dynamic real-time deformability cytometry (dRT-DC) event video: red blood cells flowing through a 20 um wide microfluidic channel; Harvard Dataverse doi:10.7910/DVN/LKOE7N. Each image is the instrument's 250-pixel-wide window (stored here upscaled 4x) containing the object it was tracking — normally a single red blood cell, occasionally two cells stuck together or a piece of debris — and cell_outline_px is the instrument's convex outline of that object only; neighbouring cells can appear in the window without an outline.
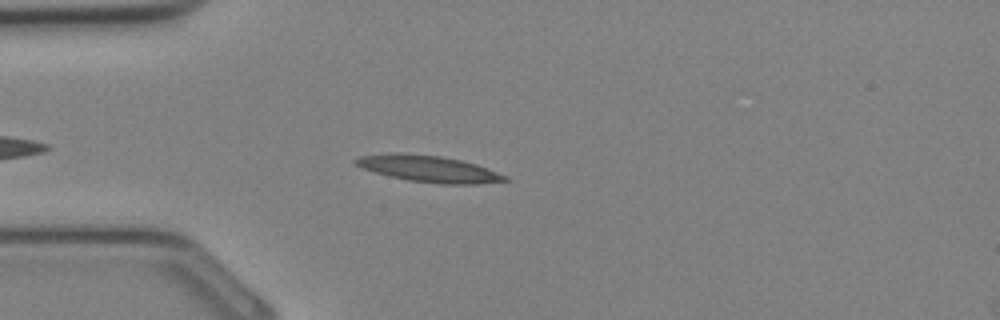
{"species": "Egyptian fruit bat (a non-hibernating species)", "species_latin": "Rousettus aegyptiacus", "temperature_condition": "cold", "stored_images_in_passage": 28, "camera_frame_rate_fps": 3000, "um_per_image_px": 0.085, "animal": {"sex": "female"}, "frame": {"image": 1, "passage_image": 3, "time_ms": 0.667, "image_size_px": [1000, 320], "cell_outline_px": [[508, 180], [476, 184], [440, 184], [408, 180], [376, 172], [364, 168], [356, 164], [352, 160], [360, 156], [392, 152], [400, 152], [440, 156], [460, 160], [476, 164], [508, 176]], "centroid_in_image_um": [36.44, 14.34], "position_along_channel_um": 48.6, "area_um2": 22.83}}
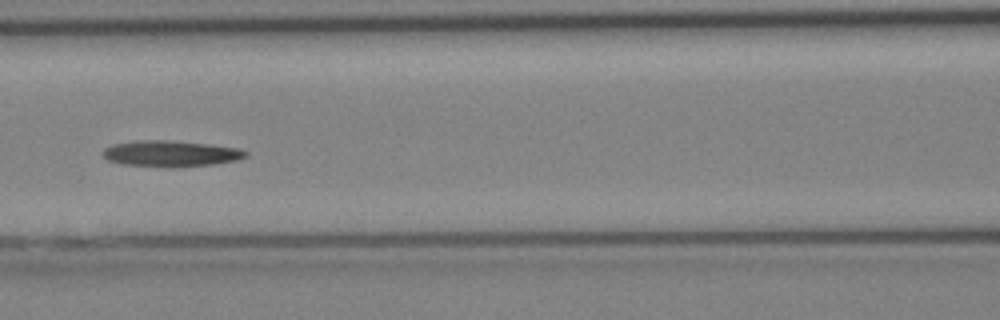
{"frame": {"image": 2, "passage_image": 9, "time_ms": 2.667, "image_size_px": [1000, 320], "cell_outline_px": [[248, 156], [236, 160], [216, 164], [168, 168], [124, 164], [108, 160], [100, 152], [104, 148], [112, 144], [136, 140], [168, 140], [208, 144], [240, 148], [248, 152]], "centroid_in_image_um": [14.51, 13.06], "position_along_channel_um": 152.1, "area_um2": 21.96}}
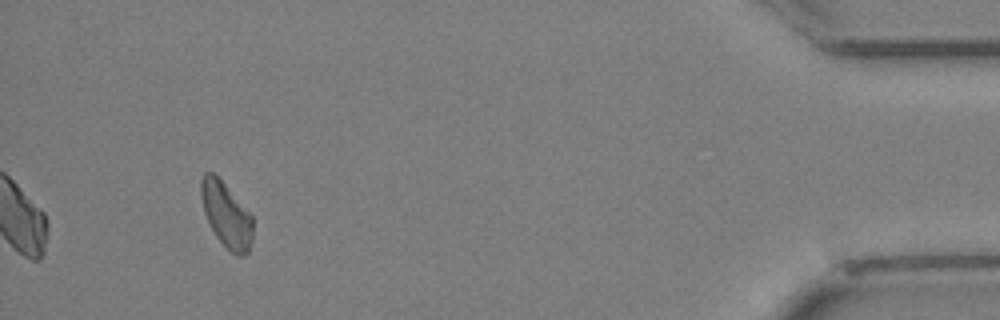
{"frame": {"image": 3, "passage_image": 26, "time_ms": 8.333, "image_size_px": [1000, 320], "cell_outline_px": [[252, 240], [248, 252], [244, 256], [236, 256], [216, 236], [204, 212], [200, 192], [200, 180], [204, 172], [212, 172], [224, 184], [252, 216]], "centroid_in_image_um": [19.23, 18.27], "position_along_channel_um": 416.0, "area_um2": 19.13}}